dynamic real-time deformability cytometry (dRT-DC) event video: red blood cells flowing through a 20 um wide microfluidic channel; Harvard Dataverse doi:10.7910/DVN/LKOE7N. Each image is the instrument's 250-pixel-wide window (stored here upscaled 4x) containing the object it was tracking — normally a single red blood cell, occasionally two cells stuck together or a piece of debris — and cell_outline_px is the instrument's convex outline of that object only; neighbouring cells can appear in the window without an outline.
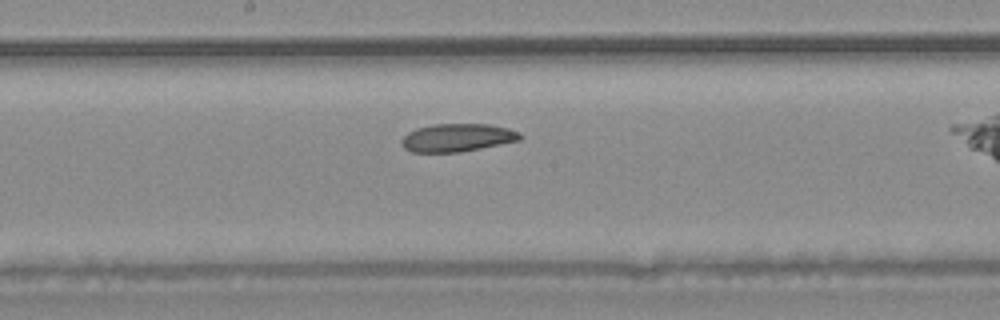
{"species": "common noctule bat (a hibernating species)", "species_latin": "Nyctalus noctula", "temperature_condition": "warm", "stored_images_in_passage": 29, "camera_frame_rate_fps": 3000, "um_per_image_px": 0.085, "animal": {"sex": "male", "body_mass_g": 20.4}, "frame": {"image": 1, "passage_image": 17, "time_ms": 5.333, "image_size_px": [1000, 320], "cell_outline_px": [[524, 136], [520, 140], [460, 152], [412, 152], [404, 148], [400, 144], [400, 140], [408, 132], [416, 128], [432, 124], [488, 124], [508, 128], [520, 132]], "centroid_in_image_um": [38.85, 11.69], "position_along_channel_um": 209.3, "area_um2": 19.42}}